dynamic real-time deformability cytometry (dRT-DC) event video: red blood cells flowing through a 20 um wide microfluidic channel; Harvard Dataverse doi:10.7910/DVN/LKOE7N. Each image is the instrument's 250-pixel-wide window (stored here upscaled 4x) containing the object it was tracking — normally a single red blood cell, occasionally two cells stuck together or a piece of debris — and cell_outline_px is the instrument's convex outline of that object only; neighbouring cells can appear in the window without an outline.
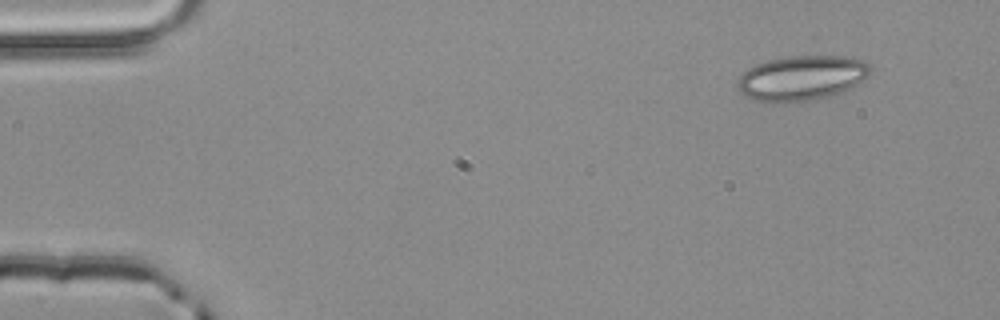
{"species": "common noctule bat (a hibernating species)", "species_latin": "Nyctalus noctula", "temperature_condition": "room temperature", "stored_images_in_passage": 3, "camera_frame_rate_fps": 3000, "um_per_image_px": 0.085, "animal": {"sex": "male", "body_mass_g": 20.4}, "frame": {"image": 1, "passage_image": 1, "time_ms": 0.0, "image_size_px": [1000, 320], "cell_outline_px": [[872, 72], [868, 76], [852, 88], [816, 100], [768, 104], [756, 100], [740, 92], [736, 88], [736, 84], [740, 76], [748, 68], [756, 64], [768, 60], [788, 56], [844, 56], [860, 60], [868, 64], [872, 68]], "centroid_in_image_um": [68.13, 6.65], "position_along_channel_um": 16.9, "area_um2": 35.08}}